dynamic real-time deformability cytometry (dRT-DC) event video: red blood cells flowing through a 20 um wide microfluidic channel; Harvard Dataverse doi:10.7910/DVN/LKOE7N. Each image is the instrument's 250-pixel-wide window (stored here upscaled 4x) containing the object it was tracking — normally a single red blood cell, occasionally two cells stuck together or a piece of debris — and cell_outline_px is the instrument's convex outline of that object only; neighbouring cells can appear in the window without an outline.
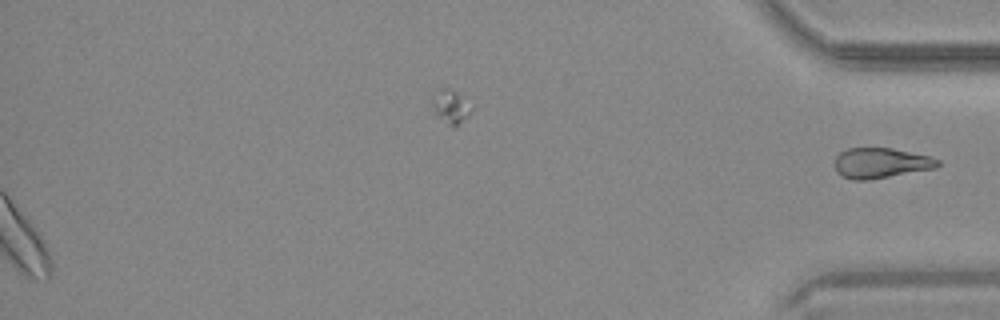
{"species": "common noctule bat (a hibernating species)", "species_latin": "Nyctalus noctula", "temperature_condition": "warm", "stored_images_in_passage": 36, "segment_of_instrument_passage": [2, 2], "camera_frame_rate_fps": 3000, "um_per_image_px": 0.085, "animal": {"sex": "male", "body_mass_g": 20.4}, "frame": {"image": 1, "passage_image": 36, "time_ms": 11.667, "image_size_px": [1000, 320], "cell_outline_px": [[940, 164], [936, 168], [868, 180], [852, 180], [836, 172], [836, 156], [840, 152], [848, 148], [892, 148], [928, 156], [940, 160]], "centroid_in_image_um": [74.87, 13.86], "position_along_channel_um": 360.3, "area_um2": 18.03}}